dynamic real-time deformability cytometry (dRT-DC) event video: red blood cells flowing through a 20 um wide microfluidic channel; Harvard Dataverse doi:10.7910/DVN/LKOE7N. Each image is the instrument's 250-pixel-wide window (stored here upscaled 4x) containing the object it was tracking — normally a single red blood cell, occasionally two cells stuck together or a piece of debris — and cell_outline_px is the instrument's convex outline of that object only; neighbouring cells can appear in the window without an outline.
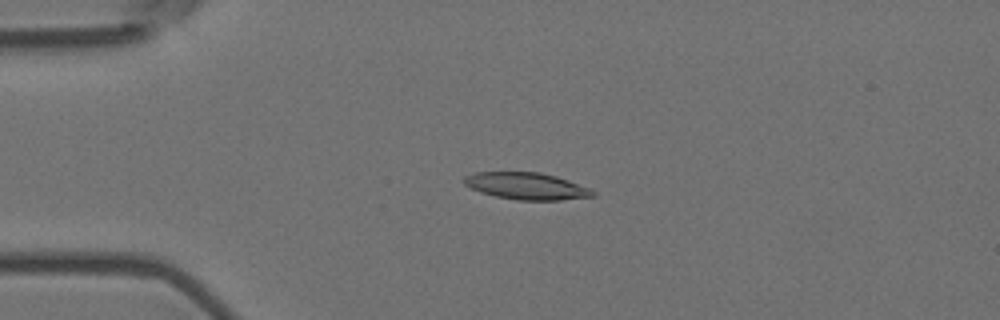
{"species": "Egyptian fruit bat (a non-hibernating species)", "species_latin": "Rousettus aegyptiacus", "temperature_condition": "room temperature", "stored_images_in_passage": 4, "camera_frame_rate_fps": 3000, "um_per_image_px": 0.085, "animal": {"sex": "female"}, "frame": {"image": 1, "passage_image": 3, "time_ms": 0.667, "image_size_px": [1000, 320], "cell_outline_px": [[596, 196], [560, 200], [516, 200], [496, 196], [480, 192], [464, 184], [464, 176], [476, 172], [540, 172], [556, 176], [592, 188], [596, 192]], "centroid_in_image_um": [44.8, 15.81], "position_along_channel_um": 40.2, "area_um2": 20.29}}